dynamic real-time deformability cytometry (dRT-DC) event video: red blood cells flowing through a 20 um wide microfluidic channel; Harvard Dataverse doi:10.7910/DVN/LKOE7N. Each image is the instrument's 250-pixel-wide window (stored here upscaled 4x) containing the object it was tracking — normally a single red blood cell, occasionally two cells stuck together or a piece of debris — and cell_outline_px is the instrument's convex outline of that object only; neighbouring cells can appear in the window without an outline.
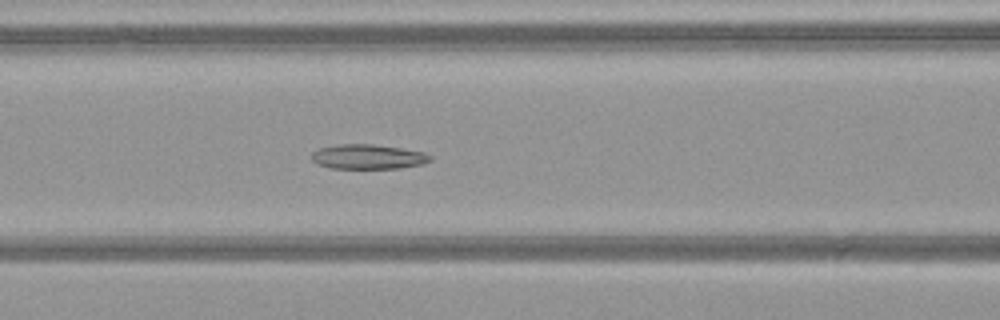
{"species": "common noctule bat (a hibernating species)", "species_latin": "Nyctalus noctula", "temperature_condition": "warm", "stored_images_in_passage": 50, "camera_frame_rate_fps": 3000, "um_per_image_px": 0.085, "animal": {"sex": "female", "body_mass_g": 21.9}, "frame": {"image": 1, "passage_image": 22, "time_ms": 7.0, "image_size_px": [1000, 320], "cell_outline_px": [[432, 160], [424, 164], [400, 168], [332, 168], [316, 164], [312, 160], [312, 152], [320, 148], [340, 144], [372, 144], [400, 148], [424, 152], [432, 156]], "centroid_in_image_um": [31.3, 13.32], "position_along_channel_um": 135.3, "area_um2": 17.05}}
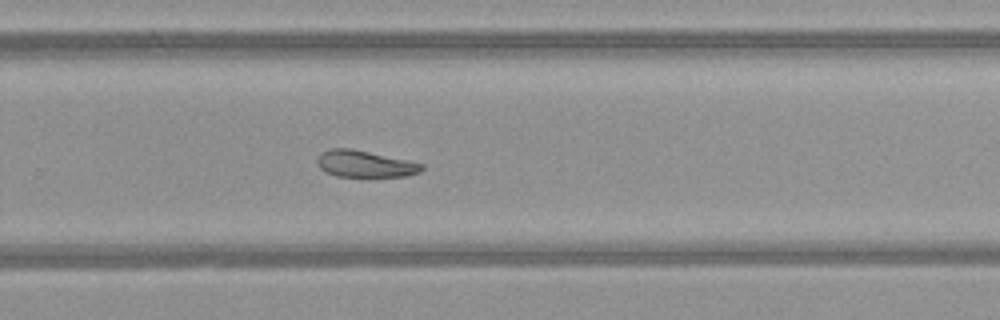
{"frame": {"image": 2, "passage_image": 34, "time_ms": 11.0, "image_size_px": [1000, 320], "cell_outline_px": [[424, 168], [420, 172], [404, 176], [368, 180], [336, 176], [324, 172], [316, 164], [316, 160], [320, 152], [328, 148], [352, 148], [424, 164]], "centroid_in_image_um": [30.97, 13.98], "position_along_channel_um": 298.8, "area_um2": 17.28}}
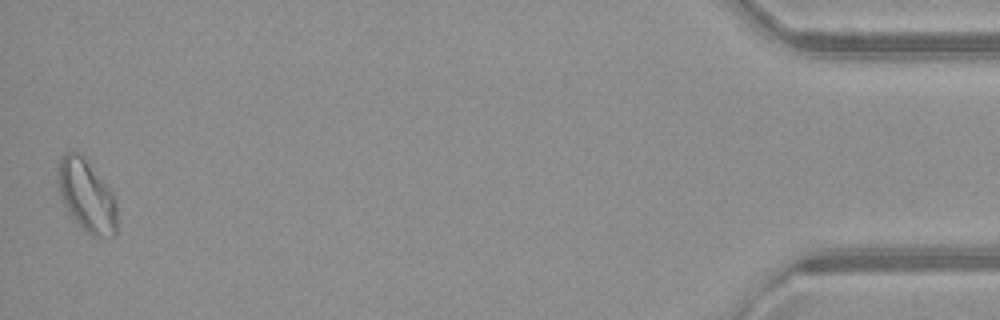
{"frame": {"image": 3, "passage_image": 50, "time_ms": 16.333, "image_size_px": [1000, 320], "cell_outline_px": [[116, 236], [92, 236], [68, 212], [64, 204], [56, 180], [56, 176], [60, 160], [68, 152], [76, 152], [84, 156], [112, 188], [116, 200]], "centroid_in_image_um": [7.4, 16.6], "position_along_channel_um": 427.8, "area_um2": 24.91}, "authors_computed_cell_mechanics": {"area_um2": 19.7387, "velocity_mm_per_s": 4.0937, "shape_relaxation_time_tau1_ms": null, "shape_relaxation_time_tau2_ms": 4.0034, "deformation_change_tau1": null, "deformation_change_tau2": 0.0942}}